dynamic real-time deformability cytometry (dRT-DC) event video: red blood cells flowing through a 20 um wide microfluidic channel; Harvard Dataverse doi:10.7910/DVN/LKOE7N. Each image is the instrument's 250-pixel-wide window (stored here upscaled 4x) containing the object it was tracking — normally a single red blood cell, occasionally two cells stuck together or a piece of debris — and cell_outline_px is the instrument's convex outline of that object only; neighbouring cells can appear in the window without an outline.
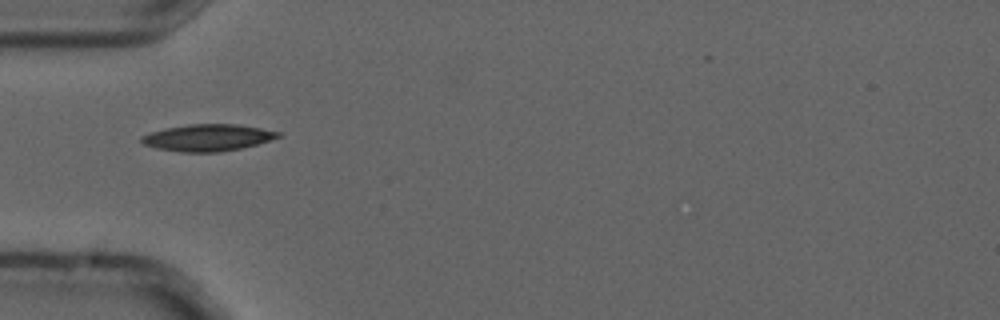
{"species": "common noctule bat (a hibernating species)", "species_latin": "Nyctalus noctula", "temperature_condition": "cold", "stored_images_in_passage": 7, "camera_frame_rate_fps": 3000, "um_per_image_px": 0.085, "animal": {"sex": "male", "forearm_length_mm": 52.5}, "frame": {"image": 1, "passage_image": 1, "time_ms": 0.0, "image_size_px": [1000, 320], "cell_outline_px": [[284, 132], [280, 136], [256, 144], [240, 148], [220, 152], [180, 152], [156, 148], [144, 144], [140, 140], [140, 136], [164, 128], [188, 124], [240, 124]], "centroid_in_image_um": [17.66, 11.69], "position_along_channel_um": 67.3, "area_um2": 21.39}}
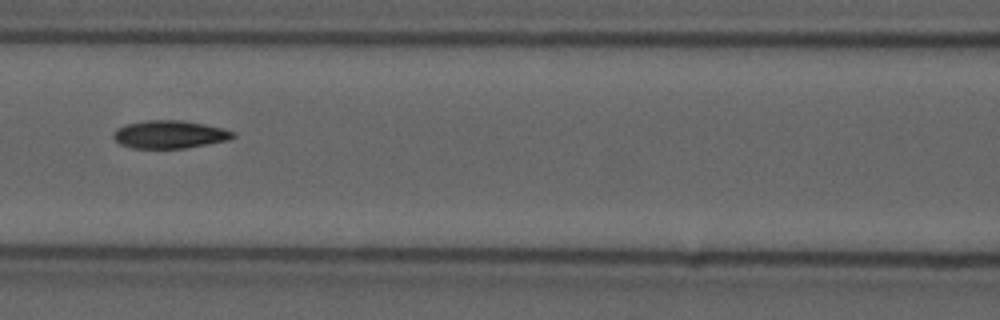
{"frame": {"image": 2, "passage_image": 3, "time_ms": 0.667, "image_size_px": [1000, 320], "cell_outline_px": [[236, 136], [228, 140], [208, 144], [184, 148], [132, 148], [120, 144], [112, 136], [112, 132], [116, 128], [124, 124], [144, 120], [184, 120], [204, 124], [236, 132]], "centroid_in_image_um": [14.38, 11.42], "position_along_channel_um": 152.2, "area_um2": 19.59}}
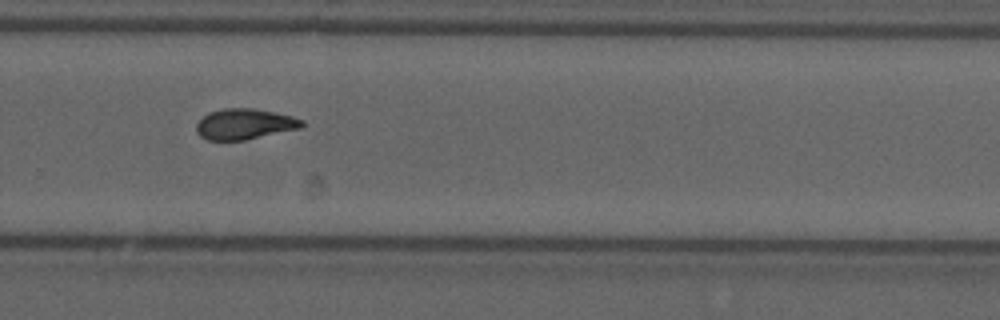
{"frame": {"image": 3, "passage_image": 7, "time_ms": 2.0, "image_size_px": [1000, 320], "cell_outline_px": [[304, 124], [300, 128], [244, 140], [208, 140], [200, 136], [196, 132], [196, 124], [204, 116], [212, 112], [224, 108], [252, 108], [292, 116], [304, 120]], "centroid_in_image_um": [20.78, 10.55], "position_along_channel_um": 309.0, "area_um2": 18.61}}